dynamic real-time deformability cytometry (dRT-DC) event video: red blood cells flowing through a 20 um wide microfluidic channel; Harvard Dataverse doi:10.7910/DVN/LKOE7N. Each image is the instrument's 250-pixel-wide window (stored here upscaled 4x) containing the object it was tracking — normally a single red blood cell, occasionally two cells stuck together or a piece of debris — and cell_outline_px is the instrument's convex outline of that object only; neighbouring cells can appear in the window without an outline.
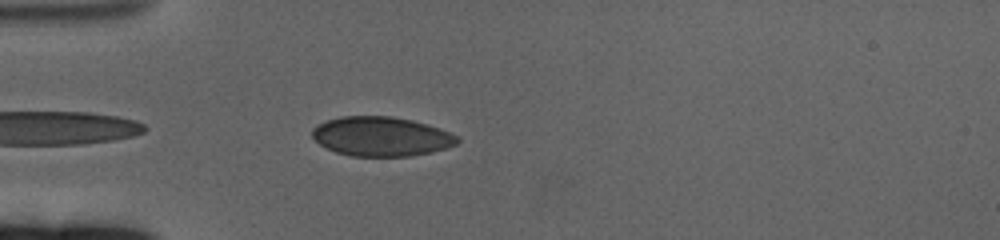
{"species": "human", "species_latin": "Homo sapiens", "temperature_condition": "cold", "stored_images_in_passage": 46, "camera_frame_rate_fps": 3000, "um_per_image_px": 0.085, "donor": {"sex": "female"}, "frame": {"image": 1, "passage_image": 3, "time_ms": 0.667, "image_size_px": [1000, 240], "cell_outline_px": [[460, 140], [456, 144], [444, 148], [428, 152], [408, 156], [352, 156], [336, 152], [320, 144], [312, 136], [312, 128], [328, 120], [340, 116], [392, 116], [412, 120], [428, 124], [440, 128], [456, 136]], "centroid_in_image_um": [32.39, 11.59], "position_along_channel_um": 52.6, "area_um2": 33.0}}
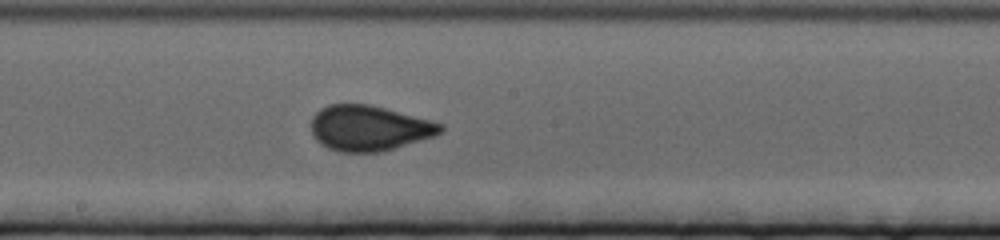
{"frame": {"image": 2, "passage_image": 19, "time_ms": 6.0, "image_size_px": [1000, 240], "cell_outline_px": [[444, 132], [436, 136], [380, 152], [340, 152], [328, 148], [320, 144], [316, 140], [312, 132], [312, 116], [320, 108], [328, 104], [368, 104], [432, 120], [444, 124]], "centroid_in_image_um": [31.39, 10.89], "position_along_channel_um": 216.8, "area_um2": 34.39}}
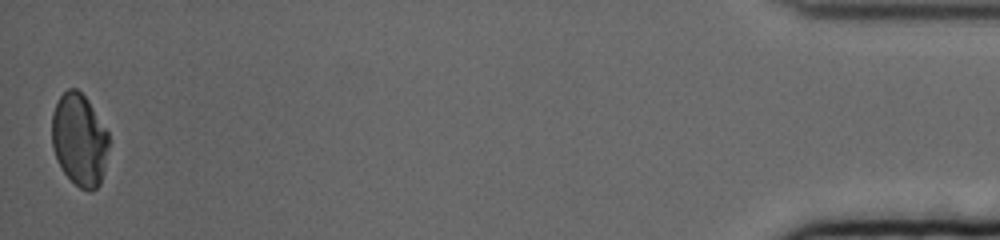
{"frame": {"image": 3, "passage_image": 46, "time_ms": 15.0, "image_size_px": [1000, 240], "cell_outline_px": [[108, 148], [104, 168], [100, 184], [92, 192], [88, 192], [80, 188], [60, 168], [56, 160], [52, 148], [52, 112], [60, 96], [68, 88], [76, 88], [88, 100], [108, 132]], "centroid_in_image_um": [6.73, 11.89], "position_along_channel_um": 428.5, "area_um2": 30.63}, "authors_computed_cell_mechanics": {"area_um2": 33.3506, "velocity_mm_per_s": 3.2944, "shape_relaxation_time_tau1_ms": 7.4175, "shape_relaxation_time_tau2_ms": null, "deformation_change_tau1": 0.1411, "deformation_change_tau2": null}}